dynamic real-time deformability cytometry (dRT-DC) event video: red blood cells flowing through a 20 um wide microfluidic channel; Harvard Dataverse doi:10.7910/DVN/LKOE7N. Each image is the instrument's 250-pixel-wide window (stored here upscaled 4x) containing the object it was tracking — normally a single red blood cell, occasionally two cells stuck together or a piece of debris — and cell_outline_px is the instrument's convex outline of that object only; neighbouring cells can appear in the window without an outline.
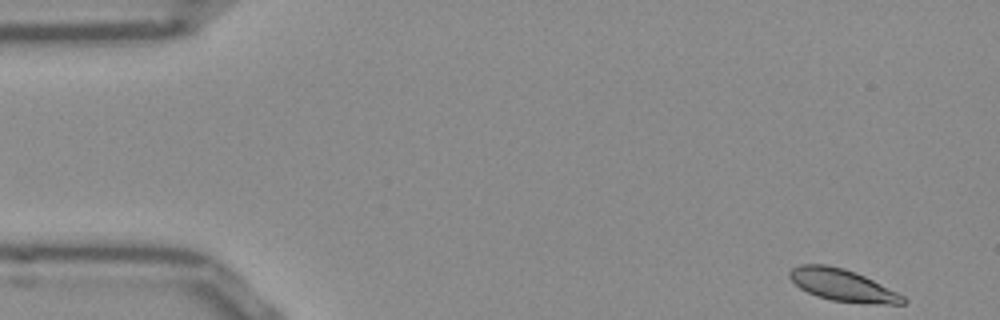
{"species": "Egyptian fruit bat (a non-hibernating species)", "species_latin": "Rousettus aegyptiacus", "temperature_condition": "room temperature", "stored_images_in_passage": 51, "camera_frame_rate_fps": 3000, "um_per_image_px": 0.085, "frame": {"image": 1, "passage_image": 1, "time_ms": 0.0, "image_size_px": [1000, 320], "cell_outline_px": [[908, 300], [904, 304], [864, 304], [832, 300], [816, 296], [800, 288], [788, 276], [788, 272], [792, 268], [800, 264], [824, 264], [844, 268], [856, 272], [904, 296]], "centroid_in_image_um": [71.61, 24.24], "position_along_channel_um": 13.4, "area_um2": 21.15}}
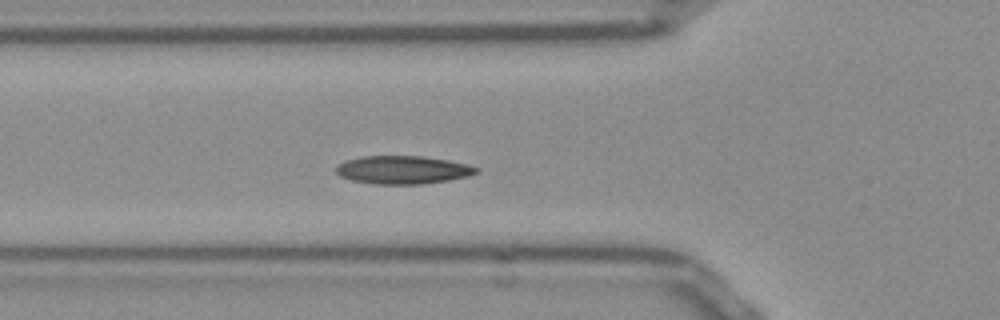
{"frame": {"image": 2, "passage_image": 16, "time_ms": 5.0, "image_size_px": [1000, 320], "cell_outline_px": [[480, 172], [468, 176], [448, 180], [420, 184], [372, 184], [352, 180], [340, 176], [336, 172], [336, 168], [340, 164], [348, 160], [364, 156], [420, 156], [448, 160], [468, 164], [480, 168]], "centroid_in_image_um": [34.29, 14.44], "position_along_channel_um": 91.5, "area_um2": 22.89}}
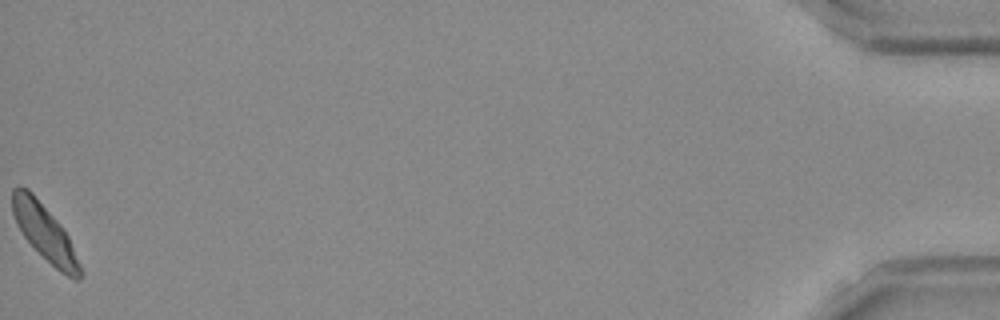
{"frame": {"image": 3, "passage_image": 51, "time_ms": 16.667, "image_size_px": [1000, 320], "cell_outline_px": [[84, 272], [80, 280], [72, 280], [60, 272], [24, 236], [16, 224], [12, 212], [12, 188], [20, 184], [28, 188], [32, 192], [60, 224], [68, 236]], "centroid_in_image_um": [3.81, 19.76], "position_along_channel_um": 431.4, "area_um2": 22.02}, "authors_computed_cell_mechanics": {"area_um2": 21.9062, "velocity_mm_per_s": 3.807, "shape_relaxation_time_tau1_ms": 2.4437, "shape_relaxation_time_tau2_ms": 2.8539, "deformation_change_tau1": 0.08, "deformation_change_tau2": 0.0682}}